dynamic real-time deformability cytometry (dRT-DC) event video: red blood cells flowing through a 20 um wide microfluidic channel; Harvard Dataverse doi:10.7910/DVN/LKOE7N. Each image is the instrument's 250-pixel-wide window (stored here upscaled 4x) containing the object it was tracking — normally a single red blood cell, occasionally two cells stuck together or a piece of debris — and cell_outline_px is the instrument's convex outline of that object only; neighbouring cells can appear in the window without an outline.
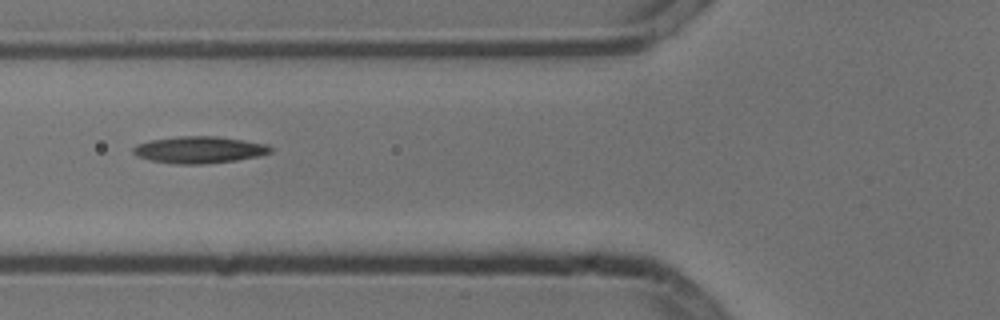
{"species": "common noctule bat (a hibernating species)", "species_latin": "Nyctalus noctula", "temperature_condition": "cold", "stored_images_in_passage": 7, "camera_frame_rate_fps": 3000, "um_per_image_px": 0.085, "animal": {"sex": "male", "body_mass_g": 13.3}, "frame": {"image": 1, "passage_image": 4, "time_ms": 1.0, "image_size_px": [1000, 320], "cell_outline_px": [[272, 152], [260, 156], [236, 160], [204, 164], [176, 164], [152, 160], [136, 156], [132, 152], [132, 148], [136, 144], [152, 140], [180, 136], [216, 136], [268, 144], [272, 148]], "centroid_in_image_um": [16.95, 12.73], "position_along_channel_um": 108.9, "area_um2": 21.44}}
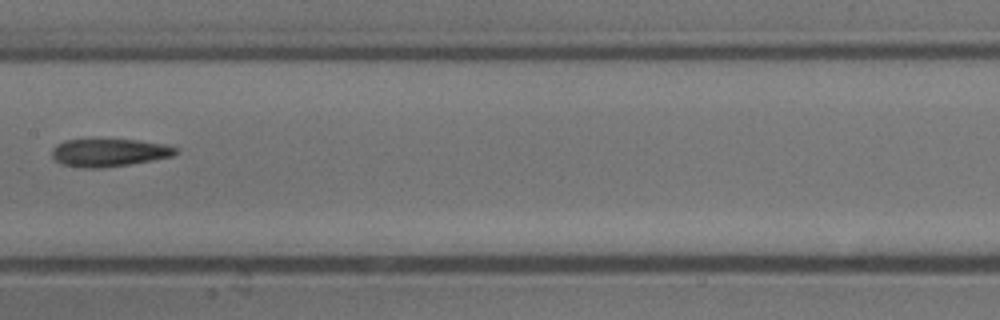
{"frame": {"image": 2, "passage_image": 6, "time_ms": 1.667, "image_size_px": [1000, 320], "cell_outline_px": [[176, 152], [172, 156], [152, 160], [128, 164], [100, 168], [80, 168], [60, 164], [52, 156], [52, 148], [56, 144], [64, 140], [136, 140], [164, 144], [176, 148]], "centroid_in_image_um": [9.2, 12.98], "position_along_channel_um": 198.2, "area_um2": 19.83}}
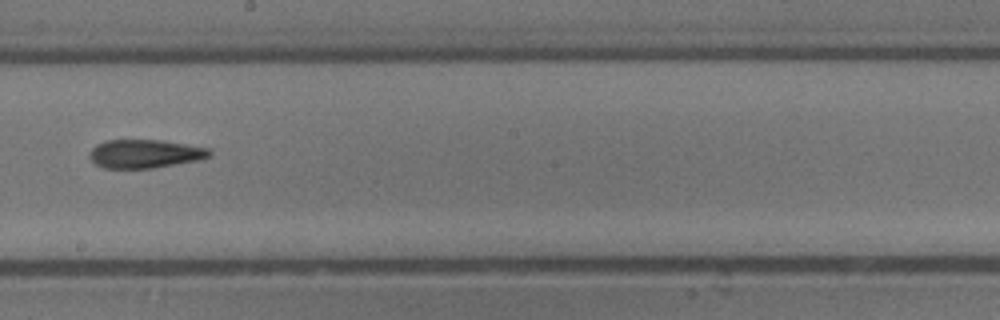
{"frame": {"image": 3, "passage_image": 7, "time_ms": 2.0, "image_size_px": [1000, 320], "cell_outline_px": [[212, 156], [200, 160], [152, 168], [104, 168], [96, 164], [88, 156], [88, 152], [96, 144], [104, 140], [160, 140], [212, 148]], "centroid_in_image_um": [12.34, 13.06], "position_along_channel_um": 235.9, "area_um2": 20.17}}